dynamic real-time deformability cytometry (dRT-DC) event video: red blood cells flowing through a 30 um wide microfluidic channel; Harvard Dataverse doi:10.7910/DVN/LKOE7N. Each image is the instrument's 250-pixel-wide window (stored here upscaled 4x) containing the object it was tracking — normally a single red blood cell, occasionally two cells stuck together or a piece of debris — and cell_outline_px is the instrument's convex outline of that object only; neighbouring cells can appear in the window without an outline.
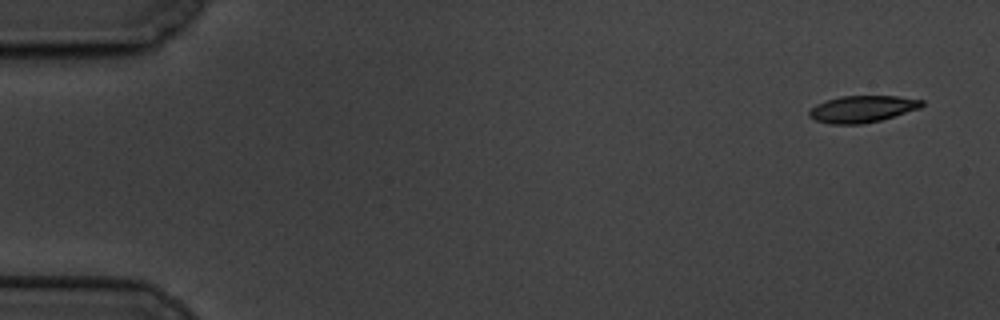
{"species": "common noctule bat (a hibernating species)", "species_latin": "Nyctalus noctula", "temperature_condition": "cold", "stored_images_in_passage": 6, "camera_frame_rate_fps": 3000, "um_per_image_px": 0.085, "animal": {"sex": "male", "body_mass_g": 19.5, "forearm_length_mm": 54.6}, "frame": {"image": 1, "passage_image": 1, "time_ms": 0.0, "image_size_px": [1000, 320], "cell_outline_px": [[924, 104], [920, 108], [880, 120], [860, 124], [828, 124], [816, 120], [808, 116], [808, 112], [816, 104], [824, 100], [840, 96], [896, 96], [924, 100]], "centroid_in_image_um": [73.26, 9.26], "position_along_channel_um": 11.7, "area_um2": 17.57}}
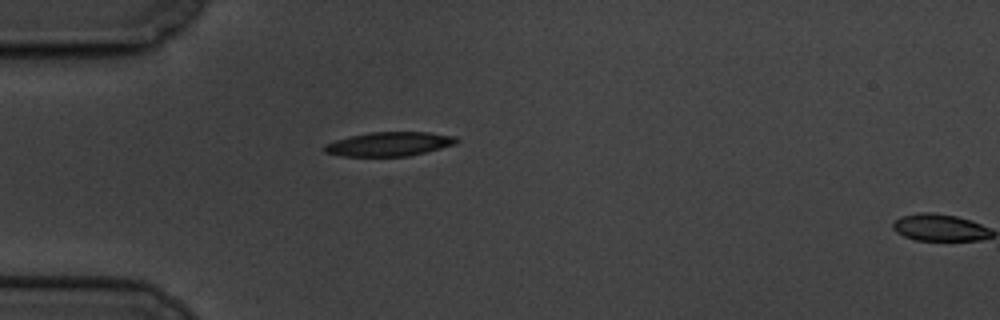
{"frame": {"image": 2, "passage_image": 5, "time_ms": 4.667, "image_size_px": [1000, 320], "cell_outline_px": [[460, 140], [456, 144], [408, 156], [340, 156], [324, 152], [324, 144], [336, 140], [352, 136], [372, 132], [428, 132], [456, 136]], "centroid_in_image_um": [33.1, 12.24], "position_along_channel_um": 51.9, "area_um2": 18.44}}